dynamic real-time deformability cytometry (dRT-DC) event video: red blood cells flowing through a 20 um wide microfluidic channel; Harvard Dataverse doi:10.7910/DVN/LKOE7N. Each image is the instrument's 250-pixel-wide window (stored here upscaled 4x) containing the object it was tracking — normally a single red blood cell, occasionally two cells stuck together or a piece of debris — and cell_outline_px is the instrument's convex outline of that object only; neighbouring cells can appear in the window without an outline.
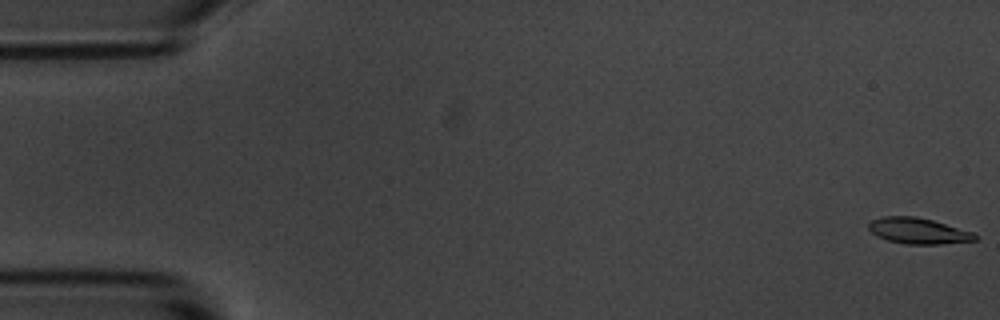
{"species": "common noctule bat (a hibernating species)", "species_latin": "Nyctalus noctula", "temperature_condition": "room temperature", "stored_images_in_passage": 6, "camera_frame_rate_fps": 3000, "um_per_image_px": 0.085, "animal": {"sex": "male", "body_mass_g": 20.1, "forearm_length_mm": 53.5}, "frame": {"image": 1, "passage_image": 1, "time_ms": 0.0, "image_size_px": [1000, 320], "cell_outline_px": [[980, 236], [976, 240], [940, 244], [904, 244], [888, 240], [876, 236], [868, 228], [868, 224], [872, 220], [884, 216], [916, 216], [932, 220], [972, 232]], "centroid_in_image_um": [78.04, 19.62], "position_along_channel_um": 7.0, "area_um2": 16.01}}
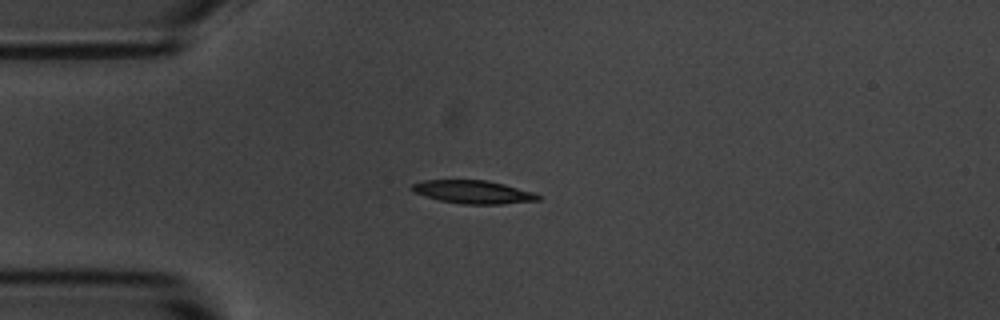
{"frame": {"image": 2, "passage_image": 4, "time_ms": 4.333, "image_size_px": [1000, 320], "cell_outline_px": [[540, 200], [500, 204], [460, 204], [440, 200], [412, 192], [412, 184], [424, 180], [488, 180], [536, 192], [540, 196]], "centroid_in_image_um": [40.25, 16.31], "position_along_channel_um": 44.8, "area_um2": 17.05}}
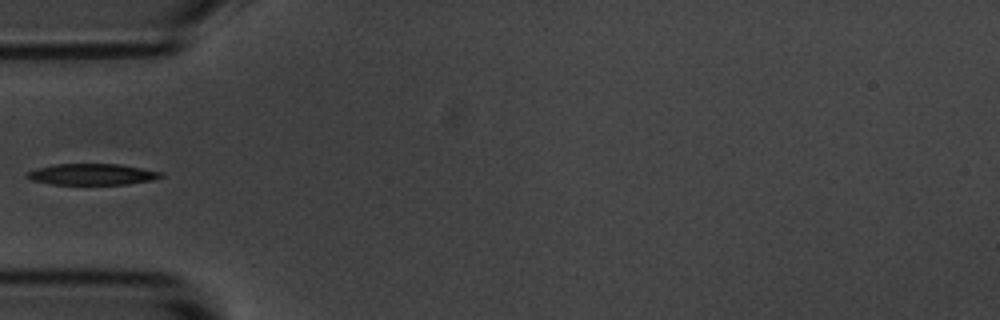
{"frame": {"image": 3, "passage_image": 5, "time_ms": 5.667, "image_size_px": [1000, 320], "cell_outline_px": [[164, 176], [152, 180], [128, 184], [52, 184], [32, 180], [24, 176], [28, 172], [36, 168], [52, 164], [120, 164], [160, 172]], "centroid_in_image_um": [7.79, 14.81], "position_along_channel_um": 77.2, "area_um2": 16.42}}